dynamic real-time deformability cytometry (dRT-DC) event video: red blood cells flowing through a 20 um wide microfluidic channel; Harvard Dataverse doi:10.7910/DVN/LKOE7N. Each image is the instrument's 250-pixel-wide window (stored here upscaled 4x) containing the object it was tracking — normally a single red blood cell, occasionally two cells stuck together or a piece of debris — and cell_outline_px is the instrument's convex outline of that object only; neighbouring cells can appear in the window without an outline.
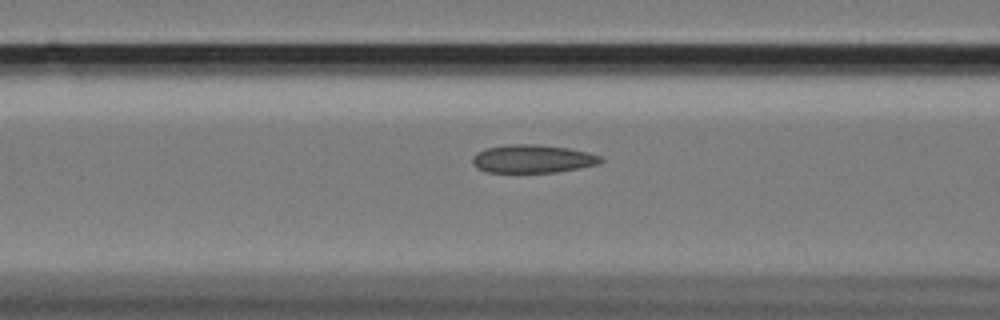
{"species": "Egyptian fruit bat (a non-hibernating species)", "species_latin": "Rousettus aegyptiacus", "temperature_condition": "cold", "stored_images_in_passage": 43, "camera_frame_rate_fps": 3000, "um_per_image_px": 0.085, "animal": {"sex": "female"}, "frame": {"image": 1, "passage_image": 18, "time_ms": 5.667, "image_size_px": [1000, 320], "cell_outline_px": [[604, 160], [596, 164], [580, 168], [556, 172], [488, 172], [476, 168], [472, 160], [472, 156], [476, 152], [488, 148], [508, 144], [536, 144], [568, 148], [588, 152], [600, 156]], "centroid_in_image_um": [45.26, 13.5], "position_along_channel_um": 121.3, "area_um2": 20.98}}
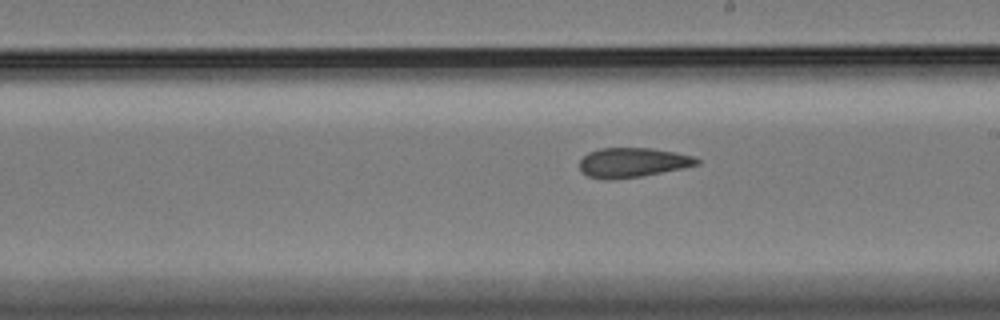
{"frame": {"image": 2, "passage_image": 28, "time_ms": 9.0, "image_size_px": [1000, 320], "cell_outline_px": [[700, 164], [684, 168], [640, 176], [612, 180], [604, 180], [588, 176], [580, 168], [580, 160], [588, 152], [600, 148], [652, 148], [676, 152], [692, 156], [700, 160]], "centroid_in_image_um": [53.78, 13.81], "position_along_channel_um": 235.2, "area_um2": 20.23}}
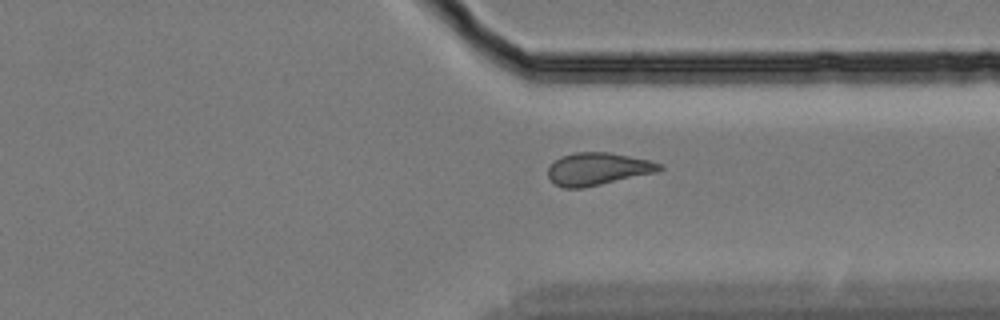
{"frame": {"image": 3, "passage_image": 39, "time_ms": 12.667, "image_size_px": [1000, 320], "cell_outline_px": [[664, 168], [660, 172], [584, 188], [564, 188], [556, 184], [548, 176], [548, 168], [560, 156], [576, 152], [608, 152], [648, 160], [660, 164]], "centroid_in_image_um": [50.84, 14.37], "position_along_channel_um": 360.6, "area_um2": 21.15}}